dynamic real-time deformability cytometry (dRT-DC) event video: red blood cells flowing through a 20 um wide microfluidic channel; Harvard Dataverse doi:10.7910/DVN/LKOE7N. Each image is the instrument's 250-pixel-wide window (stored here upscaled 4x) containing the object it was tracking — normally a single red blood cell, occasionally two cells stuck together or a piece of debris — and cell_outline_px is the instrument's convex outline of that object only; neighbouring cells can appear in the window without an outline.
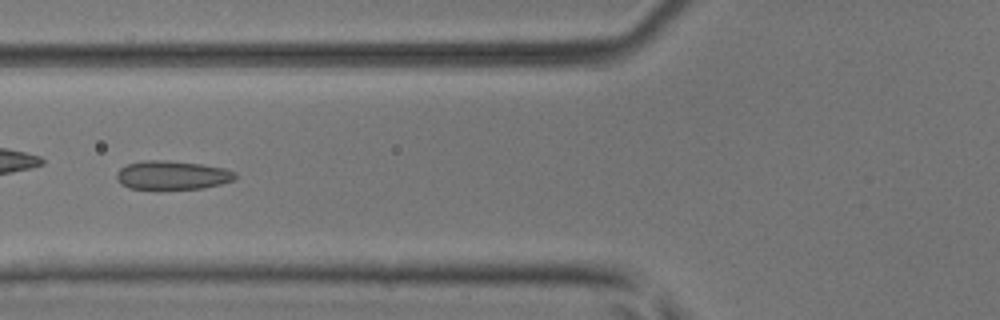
{"species": "common noctule bat (a hibernating species)", "species_latin": "Nyctalus noctula", "temperature_condition": "room temperature", "stored_images_in_passage": 7, "camera_frame_rate_fps": 3000, "um_per_image_px": 0.085, "animal": {"sex": "male", "body_mass_g": 17.9, "forearm_length_mm": 54.2}, "frame": {"image": 1, "passage_image": 7, "time_ms": 2.0, "image_size_px": [1000, 320], "cell_outline_px": [[236, 176], [232, 180], [220, 184], [204, 188], [128, 188], [120, 184], [116, 180], [116, 172], [120, 168], [128, 164], [144, 160], [168, 160], [200, 164], [224, 168], [236, 172]], "centroid_in_image_um": [14.6, 14.87], "position_along_channel_um": 111.2, "area_um2": 19.71}}